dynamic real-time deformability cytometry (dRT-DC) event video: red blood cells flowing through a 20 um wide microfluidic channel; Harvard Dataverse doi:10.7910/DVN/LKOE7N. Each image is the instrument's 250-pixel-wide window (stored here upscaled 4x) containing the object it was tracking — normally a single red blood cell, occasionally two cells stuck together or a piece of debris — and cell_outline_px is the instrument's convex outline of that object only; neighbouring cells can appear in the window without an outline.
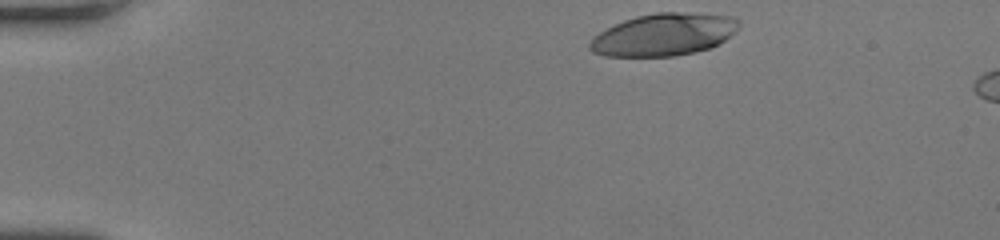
{"species": "human", "species_latin": "Homo sapiens", "temperature_condition": "room temperature", "stored_images_in_passage": 36, "camera_frame_rate_fps": 3000, "um_per_image_px": 0.085, "donor": {"sex": "female"}, "frame": {"image": 1, "passage_image": 1, "time_ms": 0.0, "image_size_px": [1000, 240], "cell_outline_px": [[740, 24], [724, 40], [712, 48], [696, 52], [672, 56], [604, 56], [592, 52], [588, 48], [588, 40], [592, 36], [624, 20], [636, 16], [656, 12], [680, 12], [732, 16], [740, 20]], "centroid_in_image_um": [56.38, 2.95], "position_along_channel_um": 28.6, "area_um2": 36.76}}
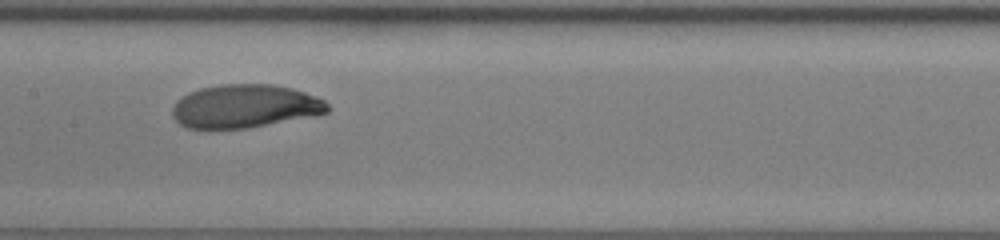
{"frame": {"image": 2, "passage_image": 19, "time_ms": 6.0, "image_size_px": [1000, 240], "cell_outline_px": [[332, 108], [328, 112], [320, 116], [248, 128], [212, 132], [208, 132], [188, 128], [180, 124], [172, 116], [172, 108], [176, 100], [188, 92], [200, 88], [220, 84], [272, 84], [292, 88], [316, 96], [324, 100]], "centroid_in_image_um": [20.81, 9.08], "position_along_channel_um": 186.6, "area_um2": 40.69}}
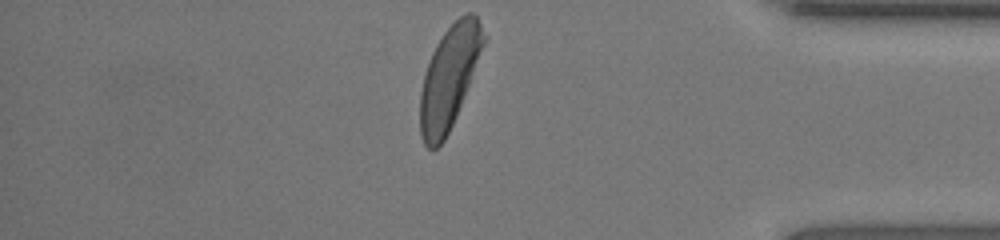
{"frame": {"image": 3, "passage_image": 36, "time_ms": 11.667, "image_size_px": [1000, 240], "cell_outline_px": [[488, 36], [456, 116], [444, 140], [432, 152], [424, 144], [420, 136], [420, 92], [424, 72], [432, 52], [436, 44], [444, 32], [460, 16], [468, 12], [472, 12], [476, 16]], "centroid_in_image_um": [38.18, 6.57], "position_along_channel_um": 397.0, "area_um2": 37.8}, "authors_computed_cell_mechanics": {"area_um2": 39.304, "velocity_mm_per_s": 4.1445, "shape_relaxation_time_tau1_ms": 2.5073, "shape_relaxation_time_tau2_ms": 2.9781, "deformation_change_tau1": 0.1774, "deformation_change_tau2": 0.0416}}